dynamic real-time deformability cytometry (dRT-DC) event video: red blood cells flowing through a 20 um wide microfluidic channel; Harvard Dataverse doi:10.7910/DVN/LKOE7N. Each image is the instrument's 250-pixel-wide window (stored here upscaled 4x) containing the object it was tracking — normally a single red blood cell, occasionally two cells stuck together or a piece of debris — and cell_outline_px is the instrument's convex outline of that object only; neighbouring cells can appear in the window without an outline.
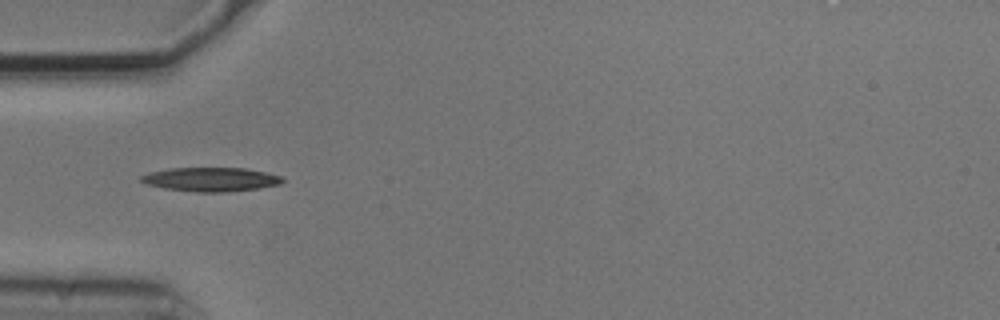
{"species": "common noctule bat (a hibernating species)", "species_latin": "Nyctalus noctula", "temperature_condition": "cold", "stored_images_in_passage": 4, "camera_frame_rate_fps": 3000, "um_per_image_px": 0.085, "animal": {"sex": "male", "body_mass_g": 20.5, "forearm_length_mm": 52.5}, "frame": {"image": 1, "passage_image": 2, "time_ms": 0.333, "image_size_px": [1000, 320], "cell_outline_px": [[284, 180], [280, 184], [256, 188], [224, 192], [196, 192], [164, 188], [148, 184], [140, 180], [140, 176], [152, 172], [168, 168], [244, 168], [268, 172], [284, 176]], "centroid_in_image_um": [17.96, 15.24], "position_along_channel_um": 67.0, "area_um2": 19.65}}
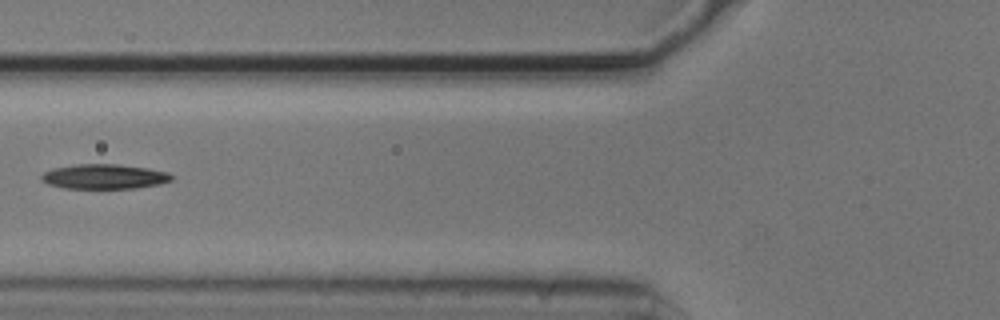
{"frame": {"image": 2, "passage_image": 3, "time_ms": 0.667, "image_size_px": [1000, 320], "cell_outline_px": [[172, 180], [160, 184], [136, 188], [64, 188], [48, 184], [40, 180], [40, 176], [44, 172], [52, 168], [76, 164], [116, 164], [148, 168], [168, 172], [172, 176]], "centroid_in_image_um": [8.84, 15.0], "position_along_channel_um": 117.0, "area_um2": 18.84}}
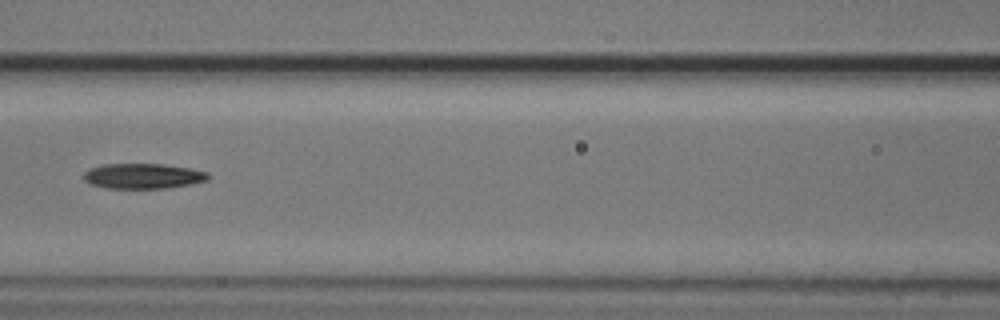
{"frame": {"image": 3, "passage_image": 4, "time_ms": 1.0, "image_size_px": [1000, 320], "cell_outline_px": [[212, 176], [208, 180], [188, 184], [164, 188], [104, 188], [88, 184], [84, 180], [84, 172], [88, 168], [104, 164], [160, 164], [188, 168], [208, 172]], "centroid_in_image_um": [12.11, 14.96], "position_along_channel_um": 154.5, "area_um2": 18.32}}